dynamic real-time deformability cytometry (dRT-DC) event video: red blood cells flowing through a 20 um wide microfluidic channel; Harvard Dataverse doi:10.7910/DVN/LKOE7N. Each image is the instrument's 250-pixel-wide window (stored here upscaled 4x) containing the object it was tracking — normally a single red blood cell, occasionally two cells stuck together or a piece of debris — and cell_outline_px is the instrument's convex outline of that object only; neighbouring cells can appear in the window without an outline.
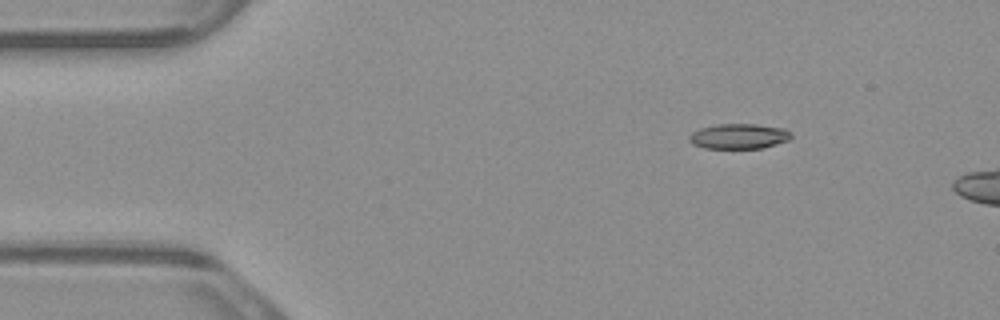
{"species": "common noctule bat (a hibernating species)", "species_latin": "Nyctalus noctula", "temperature_condition": "warm", "stored_images_in_passage": 4, "camera_frame_rate_fps": 3000, "um_per_image_px": 0.085, "animal": {"sex": "male", "body_mass_g": 23.1, "forearm_length_mm": 52.7}, "frame": {"image": 1, "passage_image": 2, "time_ms": 0.333, "image_size_px": [1000, 320], "cell_outline_px": [[792, 140], [764, 148], [704, 148], [692, 144], [688, 140], [688, 136], [692, 132], [700, 128], [716, 124], [756, 124], [784, 128], [792, 132]], "centroid_in_image_um": [62.84, 11.58], "position_along_channel_um": 22.2, "area_um2": 15.26}}